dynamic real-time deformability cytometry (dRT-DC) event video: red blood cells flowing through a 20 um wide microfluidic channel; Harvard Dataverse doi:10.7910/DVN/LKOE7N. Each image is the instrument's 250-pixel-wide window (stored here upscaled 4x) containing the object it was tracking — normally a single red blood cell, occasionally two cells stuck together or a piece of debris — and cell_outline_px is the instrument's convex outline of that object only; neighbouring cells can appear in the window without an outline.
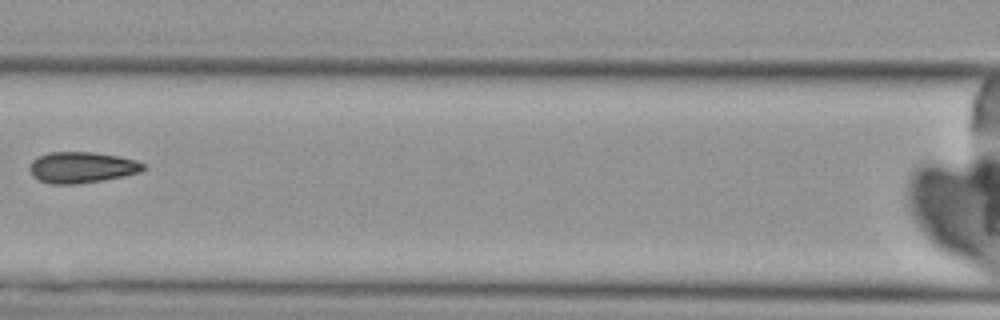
{"species": "Egyptian fruit bat (a non-hibernating species)", "species_latin": "Rousettus aegyptiacus", "temperature_condition": "cold", "stored_images_in_passage": 8, "camera_frame_rate_fps": 3000, "um_per_image_px": 0.085, "animal": {"sex": "female"}, "frame": {"image": 1, "passage_image": 7, "time_ms": 8.0, "image_size_px": [1000, 320], "cell_outline_px": [[148, 168], [140, 172], [124, 176], [76, 184], [52, 184], [40, 180], [32, 176], [28, 168], [32, 160], [48, 152], [92, 152], [120, 156], [136, 160], [144, 164]], "centroid_in_image_um": [6.96, 14.22], "position_along_channel_um": 159.6, "area_um2": 20.63}}
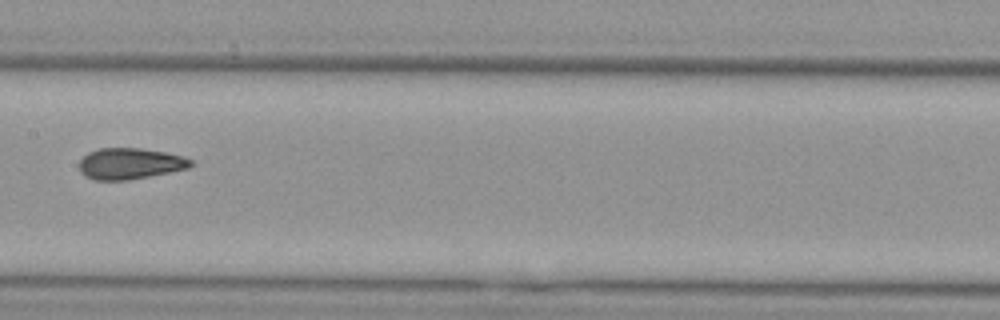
{"frame": {"image": 2, "passage_image": 8, "time_ms": 9.0, "image_size_px": [1000, 320], "cell_outline_px": [[192, 164], [188, 168], [128, 180], [96, 180], [84, 176], [80, 172], [80, 160], [88, 152], [100, 148], [140, 148], [164, 152], [184, 156], [192, 160]], "centroid_in_image_um": [11.03, 13.9], "position_along_channel_um": 196.4, "area_um2": 20.11}}